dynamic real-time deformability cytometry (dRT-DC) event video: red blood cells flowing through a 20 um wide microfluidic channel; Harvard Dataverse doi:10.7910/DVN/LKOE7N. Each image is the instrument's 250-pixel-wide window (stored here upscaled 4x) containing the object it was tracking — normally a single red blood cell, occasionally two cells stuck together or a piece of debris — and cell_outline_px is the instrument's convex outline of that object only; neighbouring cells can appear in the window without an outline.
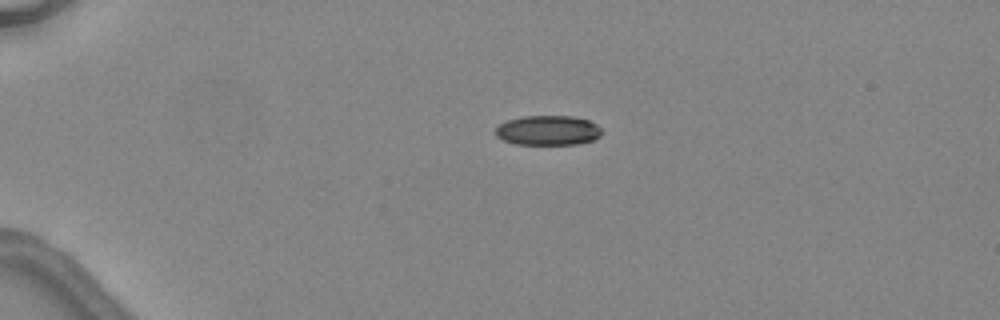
{"species": "common noctule bat (a hibernating species)", "species_latin": "Nyctalus noctula", "temperature_condition": "warm", "stored_images_in_passage": 3, "camera_frame_rate_fps": 3000, "um_per_image_px": 0.085, "animal": {"sex": "female", "body_mass_g": 24.6, "forearm_length_mm": 56.2}, "frame": {"image": 1, "passage_image": 1, "time_ms": 0.0, "image_size_px": [1000, 320], "cell_outline_px": [[600, 136], [592, 140], [576, 144], [516, 144], [504, 140], [496, 136], [492, 132], [500, 124], [508, 120], [524, 116], [572, 116], [588, 120], [596, 124], [600, 128]], "centroid_in_image_um": [46.54, 11.08], "position_along_channel_um": 38.5, "area_um2": 18.32}}